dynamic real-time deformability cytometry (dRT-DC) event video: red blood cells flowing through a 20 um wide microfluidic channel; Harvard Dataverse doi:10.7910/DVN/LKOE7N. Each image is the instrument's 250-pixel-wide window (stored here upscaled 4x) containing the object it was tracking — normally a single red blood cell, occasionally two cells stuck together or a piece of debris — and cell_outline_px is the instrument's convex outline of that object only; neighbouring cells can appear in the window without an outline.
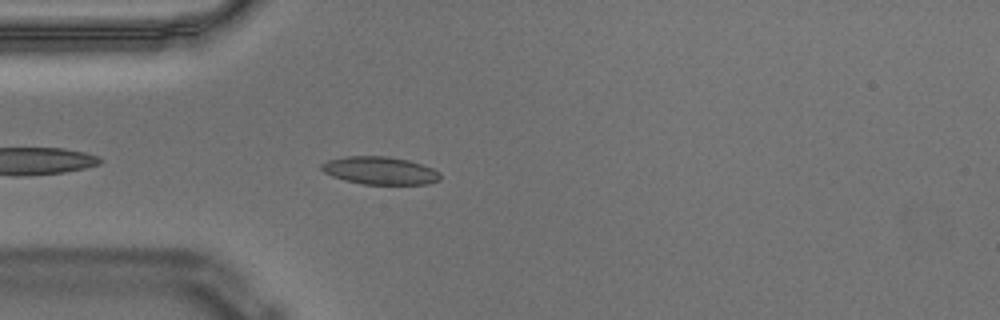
{"species": "Egyptian fruit bat (a non-hibernating species)", "species_latin": "Rousettus aegyptiacus", "temperature_condition": "warm", "stored_images_in_passage": 12, "camera_frame_rate_fps": 3000, "um_per_image_px": 0.085, "animal": {"sex": "male"}, "frame": {"image": 1, "passage_image": 4, "time_ms": 1.0, "image_size_px": [1000, 320], "cell_outline_px": [[440, 180], [428, 184], [364, 184], [344, 180], [332, 176], [324, 172], [320, 168], [320, 164], [328, 160], [348, 156], [388, 156], [408, 160], [432, 168], [440, 172]], "centroid_in_image_um": [32.29, 14.5], "position_along_channel_um": 52.7, "area_um2": 19.19}}